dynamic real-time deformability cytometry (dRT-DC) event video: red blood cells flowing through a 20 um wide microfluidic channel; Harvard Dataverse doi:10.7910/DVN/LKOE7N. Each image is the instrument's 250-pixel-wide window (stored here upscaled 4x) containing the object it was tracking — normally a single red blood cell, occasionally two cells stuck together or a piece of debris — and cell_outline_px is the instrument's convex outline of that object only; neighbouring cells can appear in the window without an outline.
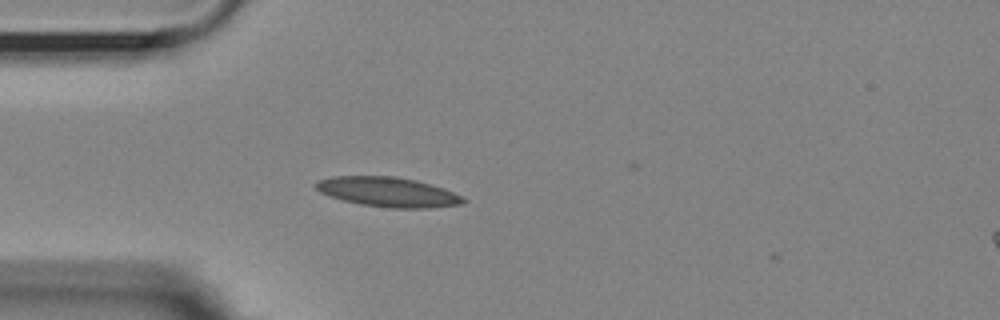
{"species": "Egyptian fruit bat (a non-hibernating species)", "species_latin": "Rousettus aegyptiacus", "temperature_condition": "room temperature", "stored_images_in_passage": 10, "camera_frame_rate_fps": 3000, "um_per_image_px": 0.085, "animal": {"sex": "female"}, "frame": {"image": 1, "passage_image": 8, "time_ms": 2.333, "image_size_px": [1000, 320], "cell_outline_px": [[468, 200], [464, 204], [428, 208], [388, 208], [360, 204], [344, 200], [320, 192], [312, 184], [316, 180], [332, 176], [396, 176], [416, 180], [452, 192]], "centroid_in_image_um": [32.94, 16.32], "position_along_channel_um": 52.1, "area_um2": 25.43}}